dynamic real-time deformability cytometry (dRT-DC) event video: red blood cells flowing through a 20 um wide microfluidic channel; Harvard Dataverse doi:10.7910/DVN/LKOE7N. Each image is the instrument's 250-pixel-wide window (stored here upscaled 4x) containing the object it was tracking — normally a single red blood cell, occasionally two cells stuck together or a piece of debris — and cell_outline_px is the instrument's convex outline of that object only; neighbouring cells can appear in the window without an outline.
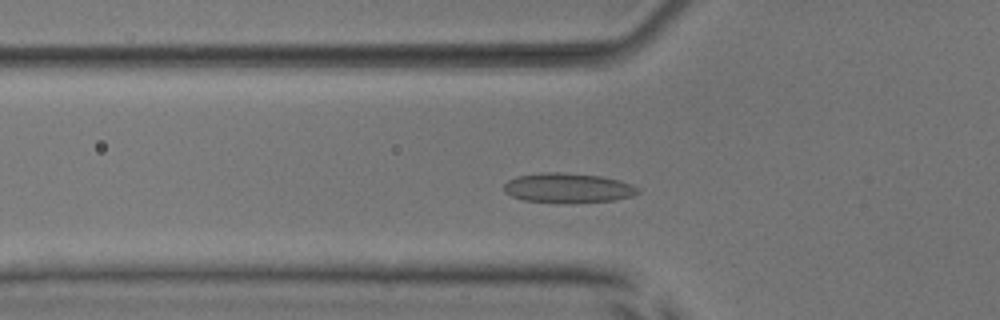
{"species": "common noctule bat (a hibernating species)", "species_latin": "Nyctalus noctula", "temperature_condition": "room temperature", "stored_images_in_passage": 48, "camera_frame_rate_fps": 3000, "um_per_image_px": 0.085, "animal": {"sex": "male", "body_mass_g": 17.9, "forearm_length_mm": 54.2}, "frame": {"image": 1, "passage_image": 14, "time_ms": 4.333, "image_size_px": [1000, 320], "cell_outline_px": [[640, 192], [632, 196], [612, 200], [524, 200], [512, 196], [504, 192], [504, 184], [508, 180], [516, 176], [544, 172], [560, 172], [604, 176], [620, 180], [632, 184], [640, 188]], "centroid_in_image_um": [48.3, 15.91], "position_along_channel_um": 77.5, "area_um2": 22.31}}
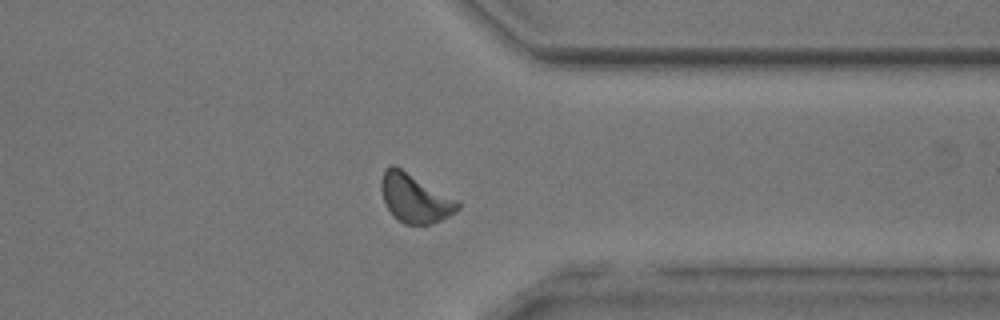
{"frame": {"image": 2, "passage_image": 37, "time_ms": 12.0, "image_size_px": [1000, 320], "cell_outline_px": [[460, 208], [456, 212], [432, 224], [404, 224], [392, 216], [384, 204], [380, 188], [380, 180], [384, 172], [392, 164], [396, 164], [460, 200]], "centroid_in_image_um": [35.27, 16.82], "position_along_channel_um": 376.1, "area_um2": 22.37}}
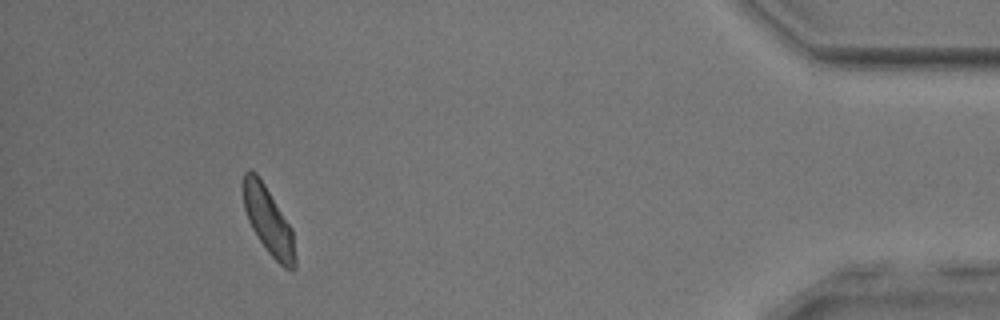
{"frame": {"image": 3, "passage_image": 44, "time_ms": 14.333, "image_size_px": [1000, 320], "cell_outline_px": [[296, 268], [292, 272], [284, 268], [268, 252], [256, 236], [248, 220], [244, 208], [244, 172], [248, 168], [256, 172], [264, 184], [292, 228], [296, 256]], "centroid_in_image_um": [22.84, 18.81], "position_along_channel_um": 412.4, "area_um2": 20.29}, "authors_computed_cell_mechanics": {"area_um2": 21.2993, "velocity_mm_per_s": 3.9334, "shape_relaxation_time_tau1_ms": 3.4662, "shape_relaxation_time_tau2_ms": 1.5538, "deformation_change_tau1": 0.105, "deformation_change_tau2": 0.0498}}